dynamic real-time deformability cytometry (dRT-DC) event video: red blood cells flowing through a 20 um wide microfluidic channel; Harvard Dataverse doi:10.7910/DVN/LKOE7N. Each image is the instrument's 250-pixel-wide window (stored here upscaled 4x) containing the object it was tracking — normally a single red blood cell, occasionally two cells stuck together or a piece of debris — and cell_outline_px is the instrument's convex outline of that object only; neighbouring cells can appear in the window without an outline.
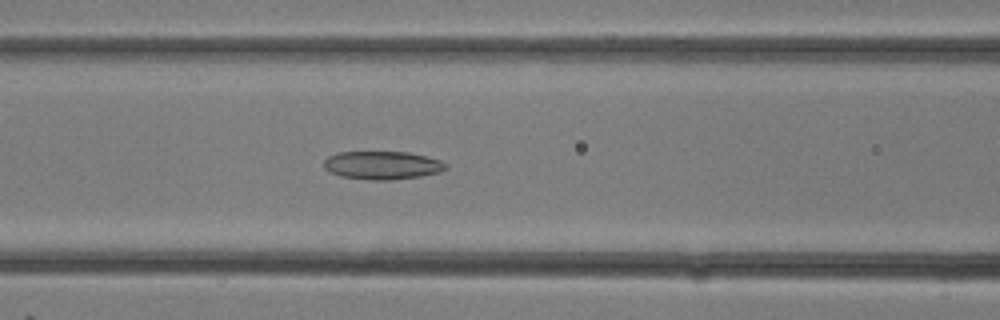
{"species": "common noctule bat (a hibernating species)", "species_latin": "Nyctalus noctula", "temperature_condition": "room temperature", "stored_images_in_passage": 14, "camera_frame_rate_fps": 3000, "um_per_image_px": 0.085, "animal": {"sex": "female"}, "frame": {"image": 1, "passage_image": 12, "time_ms": 3.667, "image_size_px": [1000, 320], "cell_outline_px": [[448, 168], [440, 172], [420, 176], [392, 180], [368, 180], [340, 176], [328, 172], [324, 168], [324, 160], [328, 156], [336, 152], [408, 152], [428, 156], [440, 160], [448, 164]], "centroid_in_image_um": [32.49, 14.05], "position_along_channel_um": 134.1, "area_um2": 20.35}}
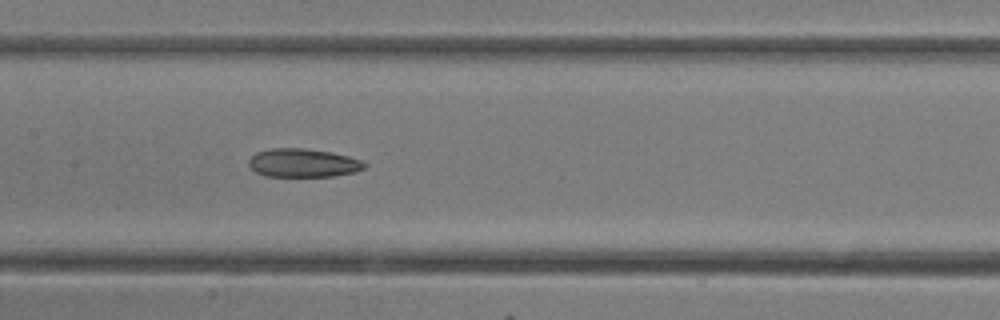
{"frame": {"image": 2, "passage_image": 14, "time_ms": 4.333, "image_size_px": [1000, 320], "cell_outline_px": [[368, 164], [364, 168], [356, 172], [332, 176], [264, 176], [256, 172], [248, 164], [248, 160], [256, 152], [272, 148], [300, 148], [332, 152], [348, 156], [360, 160]], "centroid_in_image_um": [25.76, 13.85], "position_along_channel_um": 181.6, "area_um2": 19.19}}